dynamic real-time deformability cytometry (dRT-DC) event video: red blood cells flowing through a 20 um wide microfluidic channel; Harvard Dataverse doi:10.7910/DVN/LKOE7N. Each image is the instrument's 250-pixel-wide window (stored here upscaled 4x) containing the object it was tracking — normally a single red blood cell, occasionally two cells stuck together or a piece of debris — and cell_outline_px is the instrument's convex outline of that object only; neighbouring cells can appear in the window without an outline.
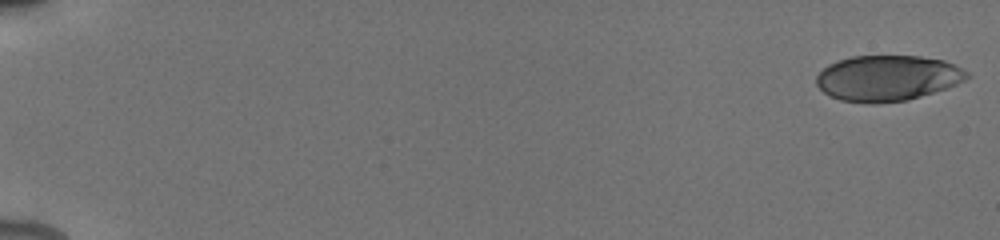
{"species": "human", "species_latin": "Homo sapiens", "temperature_condition": "cold", "stored_images_in_passage": 76, "camera_frame_rate_fps": 3000, "um_per_image_px": 0.085, "donor": {"sex": "male"}, "frame": {"image": 1, "passage_image": 1, "time_ms": 0.0, "image_size_px": [1000, 240], "cell_outline_px": [[972, 76], [948, 88], [908, 100], [876, 104], [868, 104], [840, 100], [824, 92], [816, 84], [816, 76], [828, 64], [852, 56], [920, 56], [944, 60], [968, 72]], "centroid_in_image_um": [75.44, 6.65], "position_along_channel_um": 9.6, "area_um2": 40.17}}
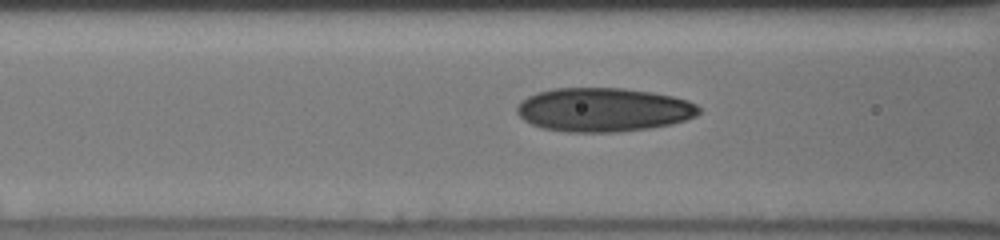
{"frame": {"image": 2, "passage_image": 27, "time_ms": 7.667, "image_size_px": [1000, 240], "cell_outline_px": [[700, 112], [696, 116], [672, 124], [648, 128], [616, 132], [564, 132], [544, 128], [532, 124], [524, 120], [516, 112], [516, 108], [520, 100], [536, 92], [552, 88], [624, 88], [652, 92], [672, 96], [688, 100], [696, 104], [700, 108]], "centroid_in_image_um": [51.27, 9.32], "position_along_channel_um": 115.3, "area_um2": 46.7}}
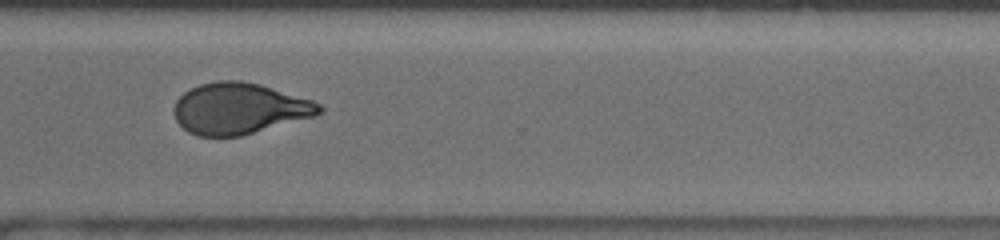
{"frame": {"image": 3, "passage_image": 55, "time_ms": 13.667, "image_size_px": [1000, 240], "cell_outline_px": [[324, 112], [316, 116], [240, 136], [196, 136], [188, 132], [176, 120], [172, 108], [176, 100], [184, 92], [200, 84], [220, 80], [240, 80], [260, 84], [312, 100], [320, 104], [324, 108]], "centroid_in_image_um": [20.35, 9.22], "position_along_channel_um": 350.3, "area_um2": 43.47}, "authors_computed_cell_mechanics": {"area_um2": 43.3211, "velocity_mm_per_s": 3.9206, "shape_relaxation_time_tau1_ms": 5.9557, "shape_relaxation_time_tau2_ms": 1.1566, "deformation_change_tau1": 0.1886, "deformation_change_tau2": 0.0713}}